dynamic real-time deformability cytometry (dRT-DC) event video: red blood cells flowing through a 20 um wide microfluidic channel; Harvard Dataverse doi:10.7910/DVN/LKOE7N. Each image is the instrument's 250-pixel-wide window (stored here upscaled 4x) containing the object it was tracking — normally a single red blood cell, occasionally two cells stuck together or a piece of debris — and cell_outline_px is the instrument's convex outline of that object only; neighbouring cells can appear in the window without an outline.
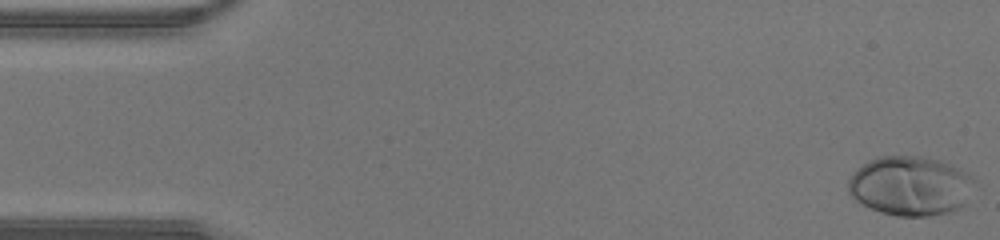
{"species": "human", "species_latin": "Homo sapiens", "temperature_condition": "warm", "stored_images_in_passage": 45, "camera_frame_rate_fps": 3000, "um_per_image_px": 0.085, "donor": {"sex": "male"}, "frame": {"image": 1, "passage_image": 1, "time_ms": 0.0, "image_size_px": [1000, 240], "cell_outline_px": [[976, 180], [964, 204], [948, 212], [928, 216], [896, 216], [880, 212], [856, 200], [848, 192], [848, 180], [868, 160], [880, 156], [924, 156], [940, 160], [972, 176]], "centroid_in_image_um": [77.38, 15.8], "position_along_channel_um": 7.6, "area_um2": 43.23}}
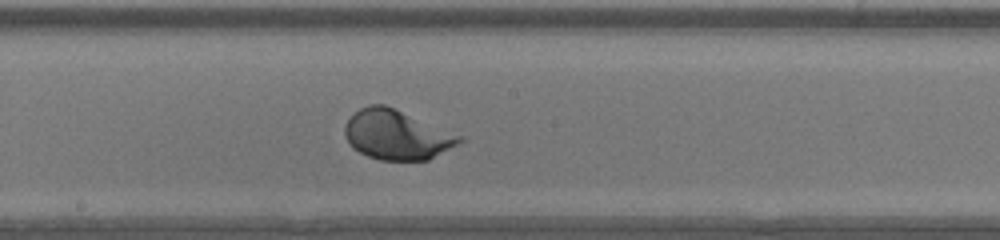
{"frame": {"image": 2, "passage_image": 24, "time_ms": 7.667, "image_size_px": [1000, 240], "cell_outline_px": [[464, 140], [428, 160], [380, 160], [368, 156], [352, 148], [344, 136], [344, 124], [360, 108], [368, 104], [384, 104], [460, 136]], "centroid_in_image_um": [33.65, 11.47], "position_along_channel_um": 214.6, "area_um2": 32.54}}
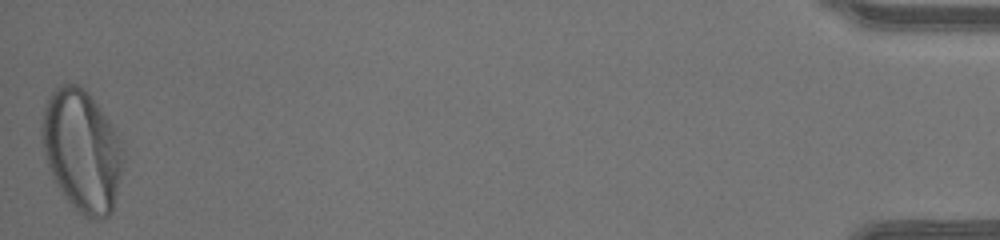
{"frame": {"image": 3, "passage_image": 45, "time_ms": 14.667, "image_size_px": [1000, 240], "cell_outline_px": [[124, 160], [112, 212], [108, 216], [96, 220], [88, 220], [64, 196], [56, 184], [52, 176], [44, 152], [40, 132], [40, 128], [44, 108], [48, 96], [56, 88], [64, 84], [80, 84], [88, 92], [120, 140], [124, 152]], "centroid_in_image_um": [6.95, 12.82], "position_along_channel_um": 428.3, "area_um2": 57.28}}